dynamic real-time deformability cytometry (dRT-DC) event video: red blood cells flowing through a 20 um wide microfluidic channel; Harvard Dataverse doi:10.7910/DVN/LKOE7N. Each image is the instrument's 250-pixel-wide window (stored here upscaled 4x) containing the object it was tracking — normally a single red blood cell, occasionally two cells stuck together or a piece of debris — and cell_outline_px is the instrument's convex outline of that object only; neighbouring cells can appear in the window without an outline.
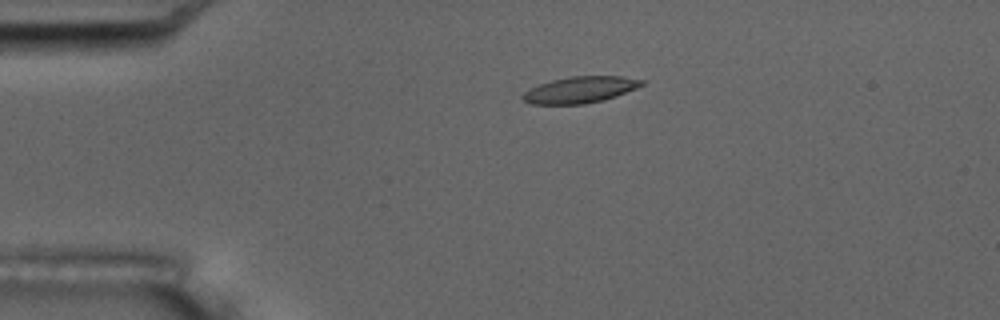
{"species": "common noctule bat (a hibernating species)", "species_latin": "Nyctalus noctula", "temperature_condition": "room temperature", "stored_images_in_passage": 4, "camera_frame_rate_fps": 3000, "um_per_image_px": 0.085, "animal": {"sex": "male", "body_mass_g": 17.5, "forearm_length_mm": 52.3}, "frame": {"image": 1, "passage_image": 3, "time_ms": 2.333, "image_size_px": [1000, 320], "cell_outline_px": [[644, 84], [636, 88], [616, 96], [604, 100], [584, 104], [532, 104], [524, 100], [520, 96], [524, 92], [540, 84], [552, 80], [572, 76], [624, 76], [644, 80]], "centroid_in_image_um": [49.33, 7.63], "position_along_channel_um": 35.7, "area_um2": 18.21}}